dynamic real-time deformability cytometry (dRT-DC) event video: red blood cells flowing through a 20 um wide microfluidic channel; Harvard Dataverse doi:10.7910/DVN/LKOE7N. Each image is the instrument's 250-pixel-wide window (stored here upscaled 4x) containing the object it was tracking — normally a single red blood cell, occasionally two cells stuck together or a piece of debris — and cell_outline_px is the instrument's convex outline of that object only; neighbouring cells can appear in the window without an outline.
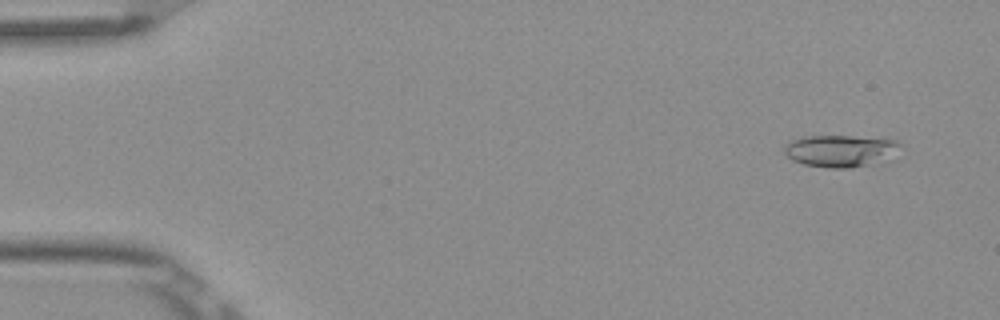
{"species": "Egyptian fruit bat (a non-hibernating species)", "species_latin": "Rousettus aegyptiacus", "temperature_condition": "room temperature", "stored_images_in_passage": 4, "camera_frame_rate_fps": 3000, "um_per_image_px": 0.085, "frame": {"image": 1, "passage_image": 1, "time_ms": 0.0, "image_size_px": [1000, 320], "cell_outline_px": [[900, 144], [868, 164], [852, 168], [832, 168], [804, 164], [792, 160], [784, 152], [784, 144], [788, 140], [804, 136], [884, 136], [896, 140]], "centroid_in_image_um": [71.25, 12.77], "position_along_channel_um": 13.7, "area_um2": 20.98}}
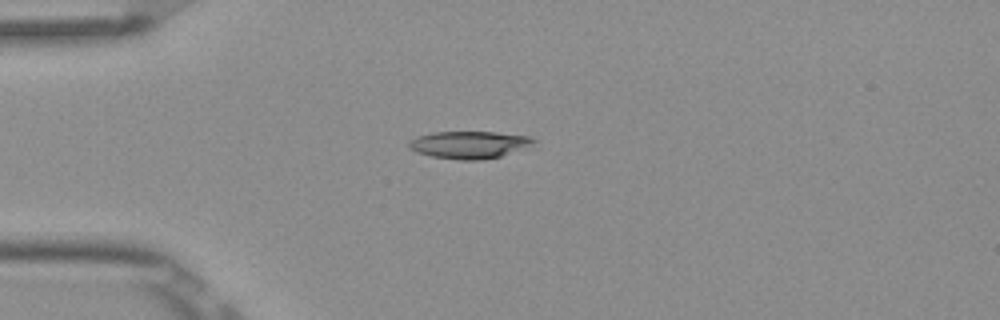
{"frame": {"image": 2, "passage_image": 4, "time_ms": 1.0, "image_size_px": [1000, 320], "cell_outline_px": [[536, 140], [528, 144], [500, 156], [480, 160], [460, 160], [432, 156], [416, 152], [408, 148], [408, 144], [416, 136], [432, 132], [496, 132], [528, 136]], "centroid_in_image_um": [39.77, 12.29], "position_along_channel_um": 45.2, "area_um2": 19.36}}